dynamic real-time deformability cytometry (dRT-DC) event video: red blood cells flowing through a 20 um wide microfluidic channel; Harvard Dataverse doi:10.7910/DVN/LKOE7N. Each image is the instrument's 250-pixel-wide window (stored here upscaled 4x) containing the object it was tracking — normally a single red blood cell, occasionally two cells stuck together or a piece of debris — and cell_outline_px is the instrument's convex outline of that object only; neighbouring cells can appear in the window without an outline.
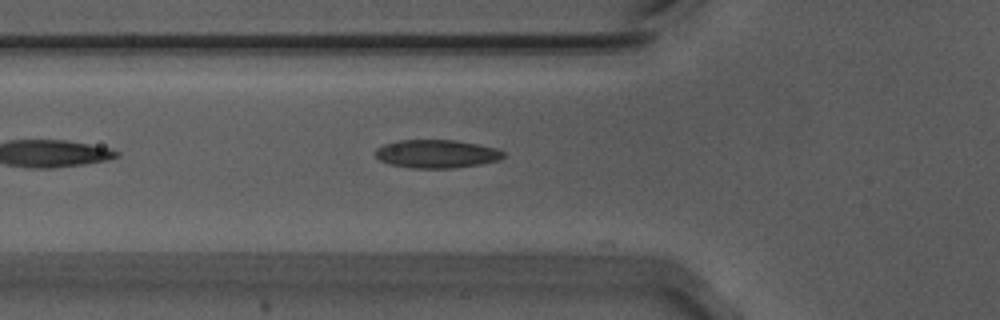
{"species": "Egyptian fruit bat (a non-hibernating species)", "species_latin": "Rousettus aegyptiacus", "temperature_condition": "warm", "stored_images_in_passage": 37, "camera_frame_rate_fps": 3000, "um_per_image_px": 0.085, "animal": {"sex": "male"}, "frame": {"image": 1, "passage_image": 3, "time_ms": 0.667, "image_size_px": [1000, 320], "cell_outline_px": [[504, 156], [500, 160], [480, 164], [452, 168], [412, 168], [388, 164], [380, 160], [376, 156], [376, 148], [384, 144], [396, 140], [456, 140], [496, 148], [504, 152]], "centroid_in_image_um": [37.09, 13.08], "position_along_channel_um": 88.7, "area_um2": 21.1}}
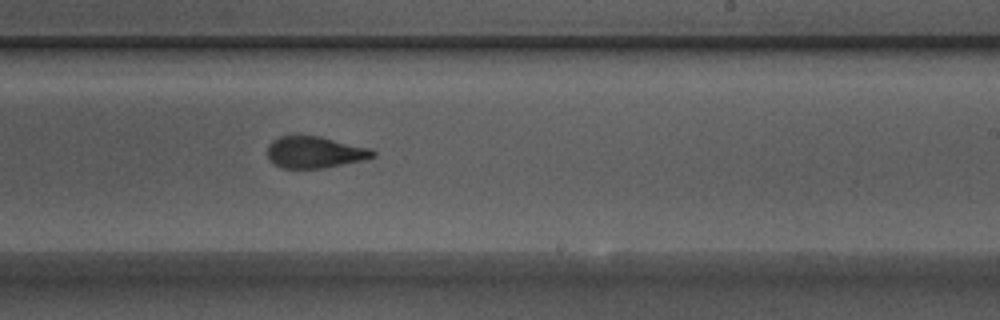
{"frame": {"image": 2, "passage_image": 17, "time_ms": 5.333, "image_size_px": [1000, 320], "cell_outline_px": [[376, 156], [364, 160], [324, 168], [280, 168], [268, 160], [268, 144], [272, 140], [280, 136], [320, 136], [368, 148], [376, 152]], "centroid_in_image_um": [26.73, 12.95], "position_along_channel_um": 262.3, "area_um2": 19.42}}
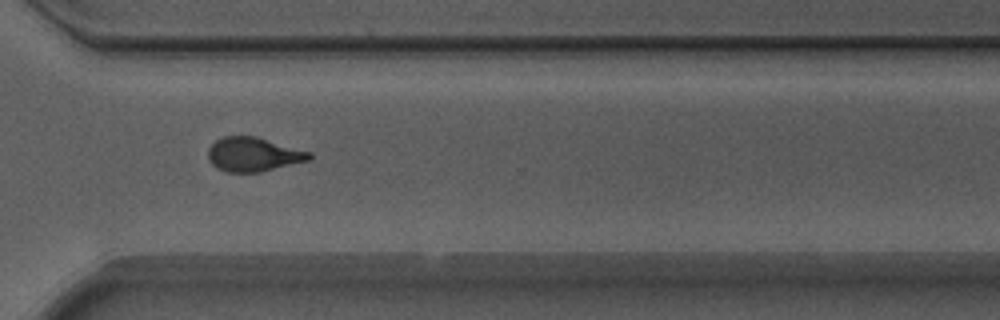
{"frame": {"image": 3, "passage_image": 24, "time_ms": 7.667, "image_size_px": [1000, 320], "cell_outline_px": [[312, 156], [308, 160], [260, 172], [224, 172], [216, 168], [208, 160], [208, 148], [216, 140], [224, 136], [256, 136], [312, 152]], "centroid_in_image_um": [21.51, 13.12], "position_along_channel_um": 349.1, "area_um2": 20.17}, "authors_computed_cell_mechanics": {"area_um2": 20.1722, "velocity_mm_per_s": 3.7179, "shape_relaxation_time_tau1_ms": 4.6998, "shape_relaxation_time_tau2_ms": 1.7012, "deformation_change_tau1": 0.1524, "deformation_change_tau2": 0.0878}}